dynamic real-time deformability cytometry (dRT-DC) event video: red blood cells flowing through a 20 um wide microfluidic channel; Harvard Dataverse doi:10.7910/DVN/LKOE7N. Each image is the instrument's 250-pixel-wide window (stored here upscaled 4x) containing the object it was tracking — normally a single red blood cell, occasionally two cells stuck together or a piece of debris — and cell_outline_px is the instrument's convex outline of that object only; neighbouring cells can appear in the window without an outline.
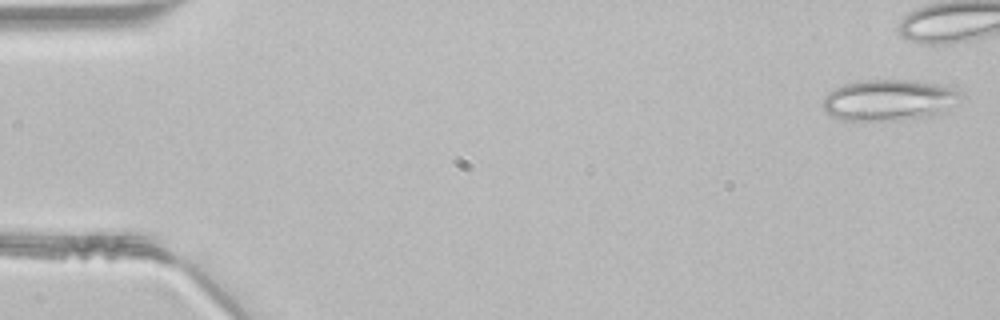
{"species": "common noctule bat (a hibernating species)", "species_latin": "Nyctalus noctula", "temperature_condition": "room temperature", "stored_images_in_passage": 36, "camera_frame_rate_fps": 3000, "um_per_image_px": 0.085, "animal": {"sex": "male", "body_mass_g": 21.5, "forearm_length_mm": 52.0}, "frame": {"image": 1, "passage_image": 1, "time_ms": 0.0, "image_size_px": [1000, 320], "cell_outline_px": [[964, 96], [944, 112], [936, 116], [904, 120], [840, 120], [824, 112], [820, 104], [824, 96], [828, 92], [844, 84], [860, 80], [904, 80], [936, 84], [964, 92]], "centroid_in_image_um": [75.54, 8.53], "position_along_channel_um": 9.5, "area_um2": 33.47}}
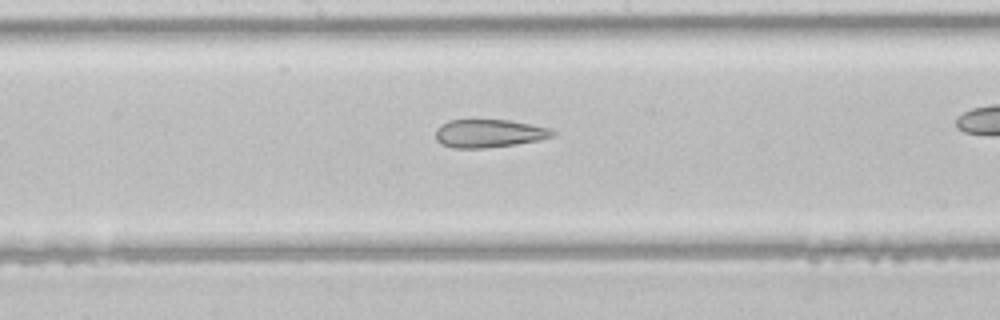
{"frame": {"image": 2, "passage_image": 24, "time_ms": 7.667, "image_size_px": [1000, 320], "cell_outline_px": [[556, 136], [540, 140], [516, 144], [484, 148], [452, 148], [440, 144], [436, 140], [436, 132], [440, 124], [448, 120], [508, 120], [548, 128], [556, 132]], "centroid_in_image_um": [41.55, 11.35], "position_along_channel_um": 206.7, "area_um2": 19.19}}
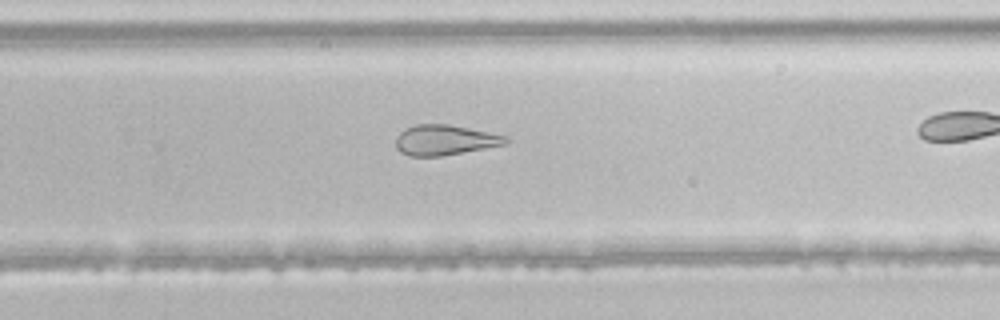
{"frame": {"image": 3, "passage_image": 30, "time_ms": 9.667, "image_size_px": [1000, 320], "cell_outline_px": [[512, 140], [508, 144], [440, 156], [408, 156], [400, 152], [396, 148], [396, 136], [404, 128], [416, 124], [448, 124], [508, 136]], "centroid_in_image_um": [37.82, 11.9], "position_along_channel_um": 292.0, "area_um2": 19.54}}